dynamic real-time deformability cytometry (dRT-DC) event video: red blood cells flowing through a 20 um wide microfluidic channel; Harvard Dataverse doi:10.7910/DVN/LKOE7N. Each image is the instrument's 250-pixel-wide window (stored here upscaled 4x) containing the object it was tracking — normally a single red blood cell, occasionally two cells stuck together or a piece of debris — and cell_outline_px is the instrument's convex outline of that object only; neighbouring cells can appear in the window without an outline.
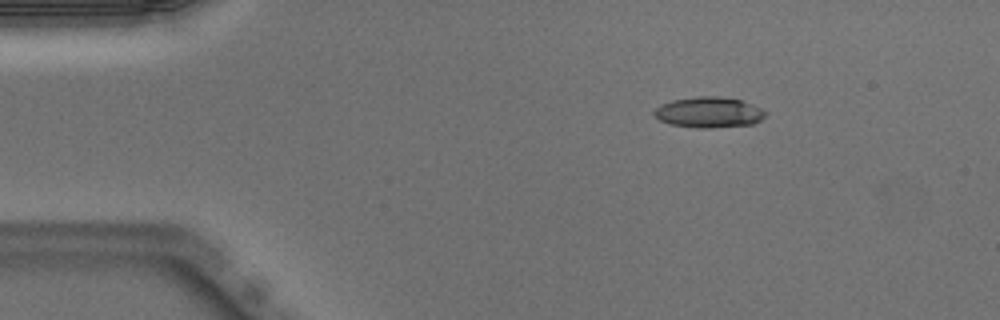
{"species": "Egyptian fruit bat (a non-hibernating species)", "species_latin": "Rousettus aegyptiacus", "temperature_condition": "warm", "stored_images_in_passage": 7, "camera_frame_rate_fps": 3000, "um_per_image_px": 0.085, "animal": {"sex": "male"}, "frame": {"image": 1, "passage_image": 1, "time_ms": 0.0, "image_size_px": [1000, 320], "cell_outline_px": [[768, 112], [760, 120], [752, 124], [712, 128], [696, 128], [668, 124], [652, 116], [652, 112], [660, 104], [672, 100], [696, 96], [720, 96], [740, 100], [764, 108]], "centroid_in_image_um": [60.23, 9.55], "position_along_channel_um": 24.8, "area_um2": 20.23}}